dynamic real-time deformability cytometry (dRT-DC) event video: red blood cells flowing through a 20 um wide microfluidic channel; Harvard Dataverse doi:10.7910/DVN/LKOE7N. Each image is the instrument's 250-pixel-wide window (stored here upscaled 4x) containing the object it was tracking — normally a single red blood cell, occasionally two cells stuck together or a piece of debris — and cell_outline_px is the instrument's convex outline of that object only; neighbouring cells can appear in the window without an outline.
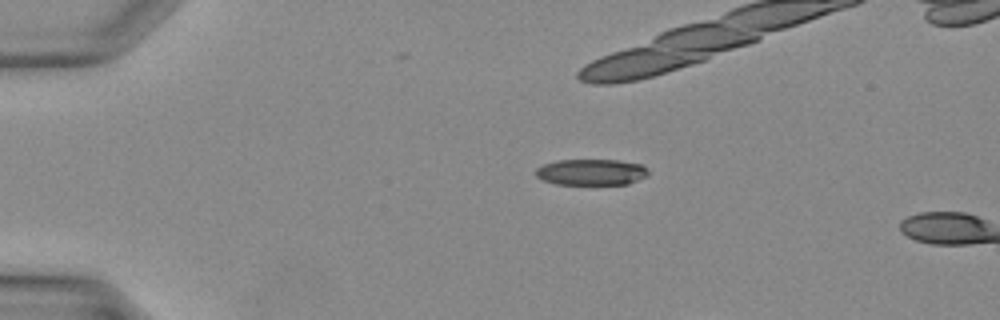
{"species": "Egyptian fruit bat (a non-hibernating species)", "species_latin": "Rousettus aegyptiacus", "temperature_condition": "warm", "stored_images_in_passage": 2, "camera_frame_rate_fps": 3000, "um_per_image_px": 0.085, "animal": {"sex": "female"}, "frame": {"image": 1, "passage_image": 1, "time_ms": 0.0, "image_size_px": [1000, 320], "cell_outline_px": [[648, 176], [628, 184], [556, 184], [540, 180], [536, 176], [536, 168], [544, 164], [556, 160], [620, 160], [640, 164], [648, 168]], "centroid_in_image_um": [50.26, 14.63], "position_along_channel_um": 34.7, "area_um2": 17.28}}